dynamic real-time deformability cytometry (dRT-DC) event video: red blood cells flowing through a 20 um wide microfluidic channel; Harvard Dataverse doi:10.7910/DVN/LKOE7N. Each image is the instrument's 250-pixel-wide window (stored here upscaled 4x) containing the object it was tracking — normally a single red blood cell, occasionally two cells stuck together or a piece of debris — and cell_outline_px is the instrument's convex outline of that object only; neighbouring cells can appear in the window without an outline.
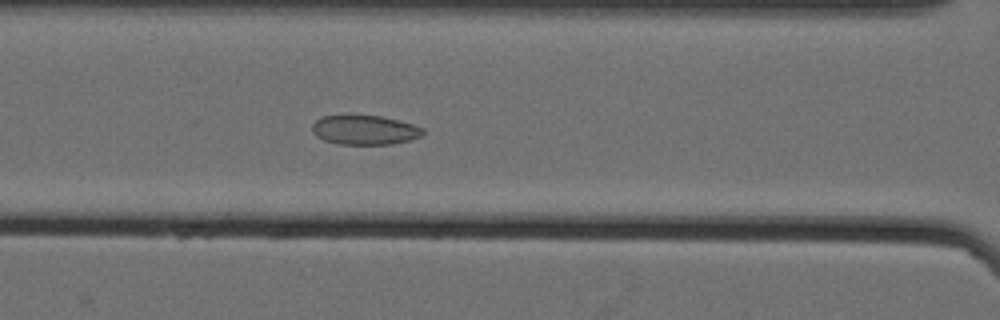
{"species": "Egyptian fruit bat (a non-hibernating species)", "species_latin": "Rousettus aegyptiacus", "temperature_condition": "cold", "stored_images_in_passage": 61, "camera_frame_rate_fps": 3000, "um_per_image_px": 0.085, "animal": {"sex": "female"}, "frame": {"image": 1, "passage_image": 30, "time_ms": 9.667, "image_size_px": [1000, 320], "cell_outline_px": [[424, 132], [420, 136], [408, 140], [392, 144], [336, 144], [324, 140], [316, 136], [312, 132], [312, 124], [320, 116], [344, 112], [348, 112], [384, 116], [412, 124], [424, 128]], "centroid_in_image_um": [30.91, 10.98], "position_along_channel_um": 135.7, "area_um2": 19.88}}
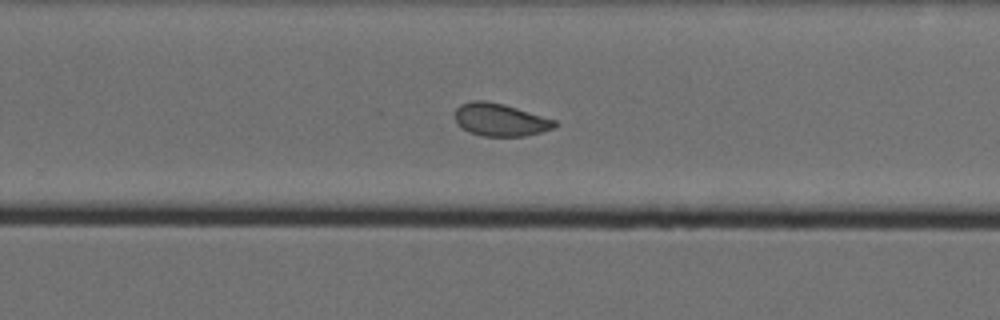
{"frame": {"image": 2, "passage_image": 43, "time_ms": 14.0, "image_size_px": [1000, 320], "cell_outline_px": [[560, 124], [556, 128], [524, 136], [484, 136], [468, 132], [456, 124], [456, 108], [460, 104], [472, 100], [484, 100], [504, 104], [556, 120]], "centroid_in_image_um": [42.53, 10.18], "position_along_channel_um": 287.3, "area_um2": 19.13}}
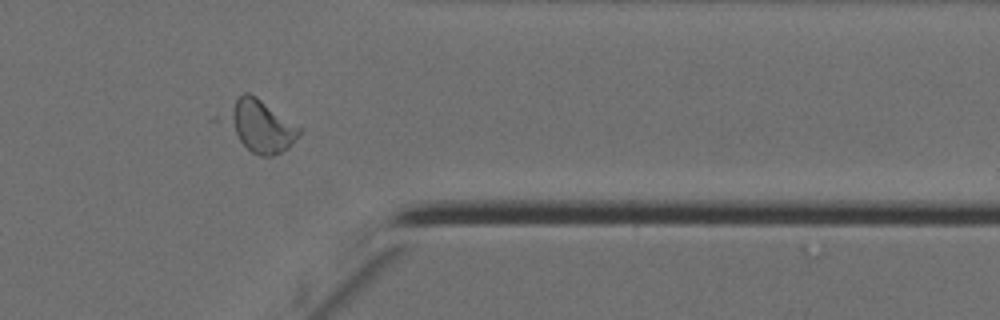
{"frame": {"image": 3, "passage_image": 52, "time_ms": 17.0, "image_size_px": [1000, 320], "cell_outline_px": [[304, 132], [288, 148], [272, 156], [260, 156], [252, 152], [240, 140], [224, 116], [236, 100], [244, 92], [248, 92], [256, 96], [300, 128]], "centroid_in_image_um": [22.21, 10.72], "position_along_channel_um": 389.2, "area_um2": 21.27}, "authors_computed_cell_mechanics": {"area_um2": 21.2704, "velocity_mm_per_s": 3.5223, "shape_relaxation_time_tau1_ms": null, "shape_relaxation_time_tau2_ms": 1.931, "deformation_change_tau1": null, "deformation_change_tau2": 0.0691}}